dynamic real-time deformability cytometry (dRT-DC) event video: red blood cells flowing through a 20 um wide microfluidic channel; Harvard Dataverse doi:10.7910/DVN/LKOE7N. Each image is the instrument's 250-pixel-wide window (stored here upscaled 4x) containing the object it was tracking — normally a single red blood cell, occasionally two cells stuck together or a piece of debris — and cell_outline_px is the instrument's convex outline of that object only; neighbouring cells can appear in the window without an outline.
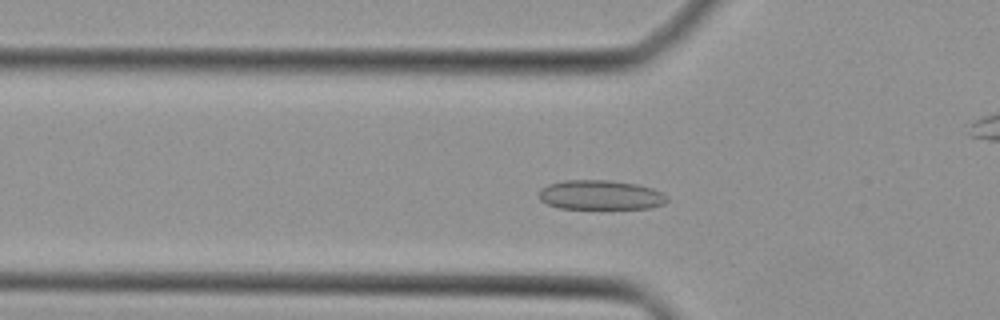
{"species": "Egyptian fruit bat (a non-hibernating species)", "species_latin": "Rousettus aegyptiacus", "temperature_condition": "cold", "stored_images_in_passage": 39, "camera_frame_rate_fps": 3000, "um_per_image_px": 0.085, "animal": {"sex": "female"}, "frame": {"image": 1, "passage_image": 10, "time_ms": 3.0, "image_size_px": [1000, 320], "cell_outline_px": [[668, 200], [664, 204], [652, 208], [560, 208], [548, 204], [540, 200], [540, 188], [548, 184], [564, 180], [608, 180], [636, 184], [652, 188], [668, 196]], "centroid_in_image_um": [51.05, 16.57], "position_along_channel_um": 74.7, "area_um2": 21.96}}
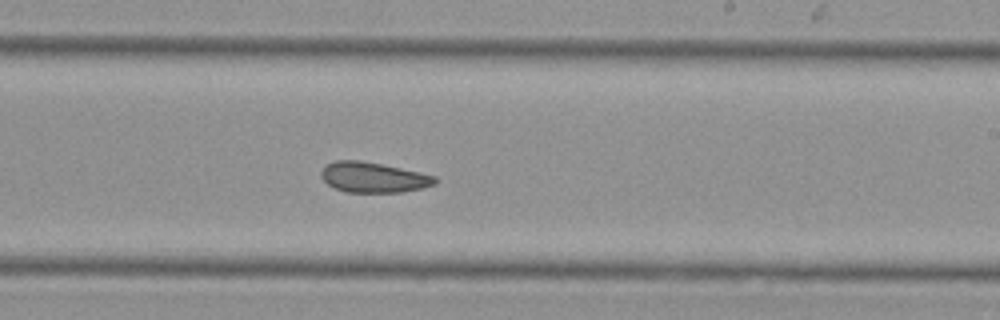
{"frame": {"image": 2, "passage_image": 22, "time_ms": 7.0, "image_size_px": [1000, 320], "cell_outline_px": [[436, 184], [404, 192], [344, 192], [332, 188], [320, 176], [320, 172], [328, 164], [336, 160], [360, 160], [400, 168], [436, 176]], "centroid_in_image_um": [31.7, 15.08], "position_along_channel_um": 257.3, "area_um2": 20.0}}
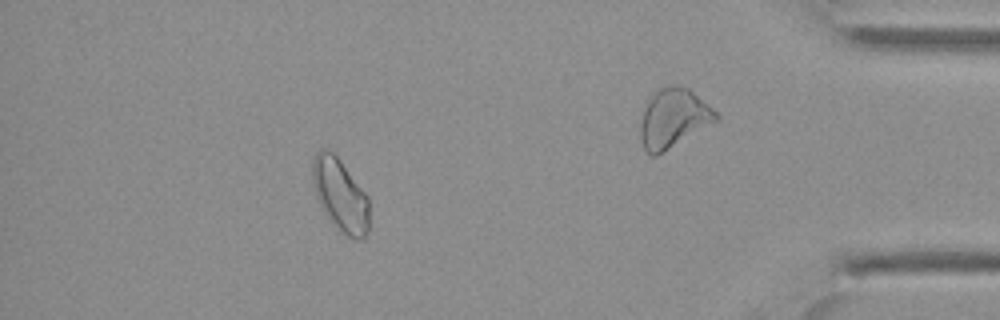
{"frame": {"image": 3, "passage_image": 35, "time_ms": 11.333, "image_size_px": [1000, 320], "cell_outline_px": [[368, 232], [364, 240], [356, 240], [340, 232], [332, 224], [324, 212], [316, 196], [312, 180], [312, 160], [316, 152], [320, 148], [328, 148], [340, 160], [368, 196]], "centroid_in_image_um": [28.91, 16.59], "position_along_channel_um": 406.3, "area_um2": 24.22}}